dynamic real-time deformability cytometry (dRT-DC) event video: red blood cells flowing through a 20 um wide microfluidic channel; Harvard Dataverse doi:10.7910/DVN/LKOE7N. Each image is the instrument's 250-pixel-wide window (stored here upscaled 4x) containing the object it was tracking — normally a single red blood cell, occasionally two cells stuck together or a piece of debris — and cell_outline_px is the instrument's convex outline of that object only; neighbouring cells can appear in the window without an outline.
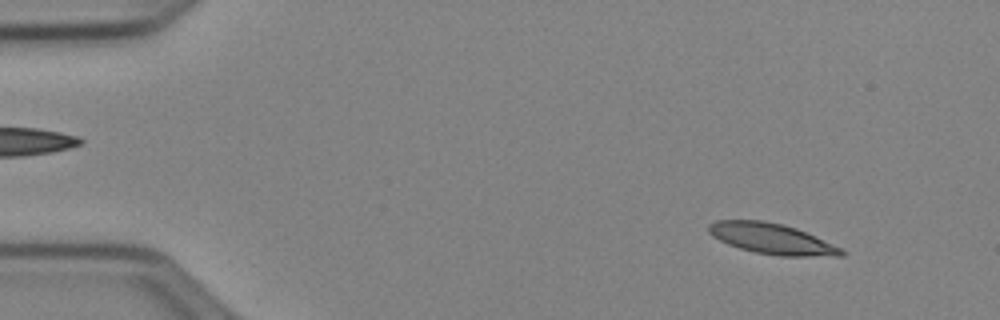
{"species": "Egyptian fruit bat (a non-hibernating species)", "species_latin": "Rousettus aegyptiacus", "temperature_condition": "cold", "stored_images_in_passage": 51, "camera_frame_rate_fps": 3000, "um_per_image_px": 0.085, "animal": {"sex": "female"}, "frame": {"image": 1, "passage_image": 5, "time_ms": 1.333, "image_size_px": [1000, 320], "cell_outline_px": [[848, 252], [844, 256], [780, 256], [756, 252], [740, 248], [728, 244], [712, 236], [708, 232], [708, 224], [716, 220], [760, 220], [780, 224], [796, 228], [844, 248]], "centroid_in_image_um": [65.65, 20.3], "position_along_channel_um": 19.4, "area_um2": 23.76}}
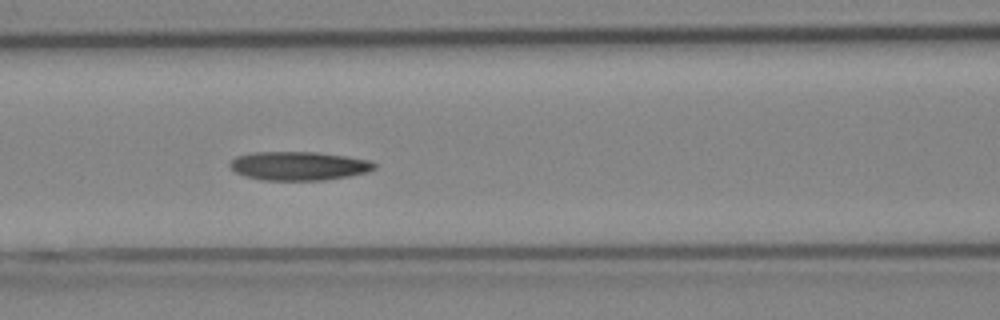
{"frame": {"image": 2, "passage_image": 22, "time_ms": 7.0, "image_size_px": [1000, 320], "cell_outline_px": [[376, 168], [368, 172], [348, 176], [324, 180], [260, 180], [244, 176], [236, 172], [228, 164], [236, 156], [252, 152], [316, 152], [344, 156], [368, 160], [376, 164]], "centroid_in_image_um": [25.37, 14.1], "position_along_channel_um": 141.2, "area_um2": 24.16}}
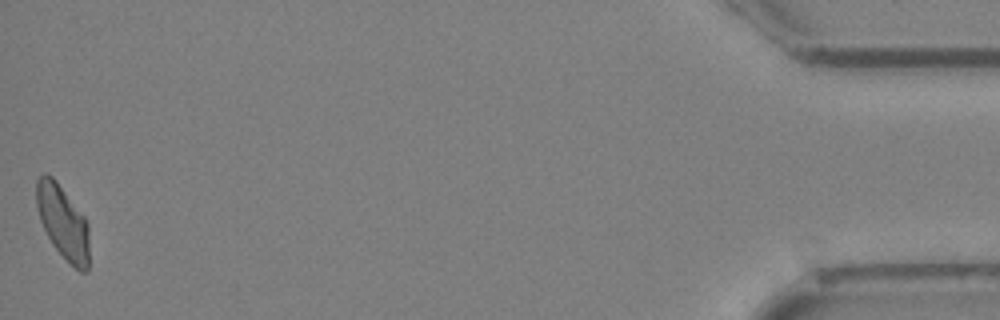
{"frame": {"image": 3, "passage_image": 51, "time_ms": 16.667, "image_size_px": [1000, 320], "cell_outline_px": [[88, 272], [80, 272], [52, 244], [40, 220], [36, 204], [36, 180], [44, 172], [52, 176], [56, 180], [84, 216], [88, 224]], "centroid_in_image_um": [5.33, 18.84], "position_along_channel_um": 429.9, "area_um2": 22.37}, "authors_computed_cell_mechanics": {"area_um2": 23.4668, "velocity_mm_per_s": 3.9419, "shape_relaxation_time_tau1_ms": null, "shape_relaxation_time_tau2_ms": 10.0176, "deformation_change_tau1": null, "deformation_change_tau2": 0.1977}}